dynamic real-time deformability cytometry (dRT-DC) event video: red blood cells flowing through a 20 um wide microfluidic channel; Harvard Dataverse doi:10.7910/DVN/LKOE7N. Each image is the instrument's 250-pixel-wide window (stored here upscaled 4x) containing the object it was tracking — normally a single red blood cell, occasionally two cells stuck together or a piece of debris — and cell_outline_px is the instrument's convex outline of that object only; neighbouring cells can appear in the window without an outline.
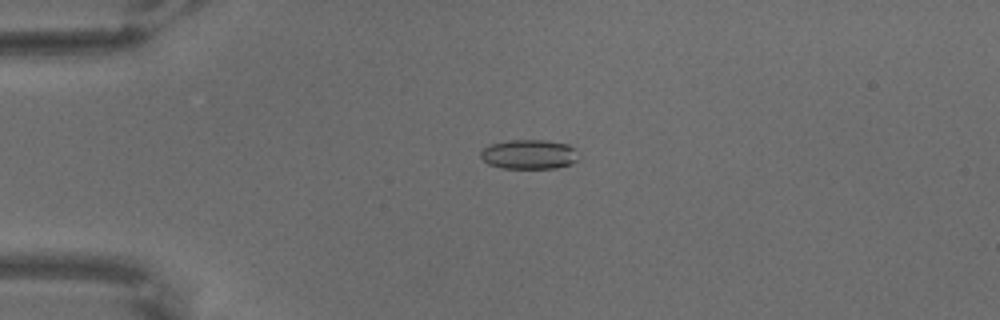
{"species": "common noctule bat (a hibernating species)", "species_latin": "Nyctalus noctula", "temperature_condition": "warm", "stored_images_in_passage": 37, "camera_frame_rate_fps": 3000, "um_per_image_px": 0.085, "animal": {"sex": "male", "body_mass_g": 18.8}, "frame": {"image": 1, "passage_image": 1, "time_ms": 0.0, "image_size_px": [1000, 320], "cell_outline_px": [[576, 160], [572, 164], [556, 168], [500, 168], [488, 164], [480, 156], [480, 152], [488, 144], [508, 140], [544, 140], [568, 144], [576, 148]], "centroid_in_image_um": [44.95, 13.11], "position_along_channel_um": 40.1, "area_um2": 16.94}}
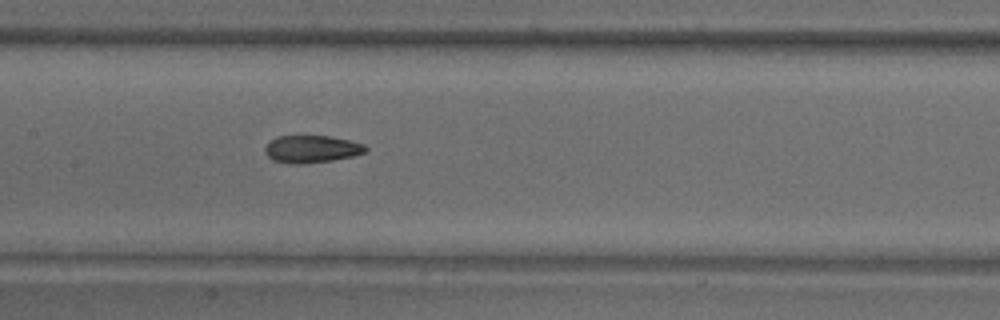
{"frame": {"image": 2, "passage_image": 18, "time_ms": 5.667, "image_size_px": [1000, 320], "cell_outline_px": [[368, 148], [364, 152], [352, 156], [332, 160], [300, 164], [292, 164], [272, 160], [264, 152], [264, 148], [276, 136], [332, 136], [364, 144]], "centroid_in_image_um": [26.47, 12.67], "position_along_channel_um": 180.9, "area_um2": 15.95}}
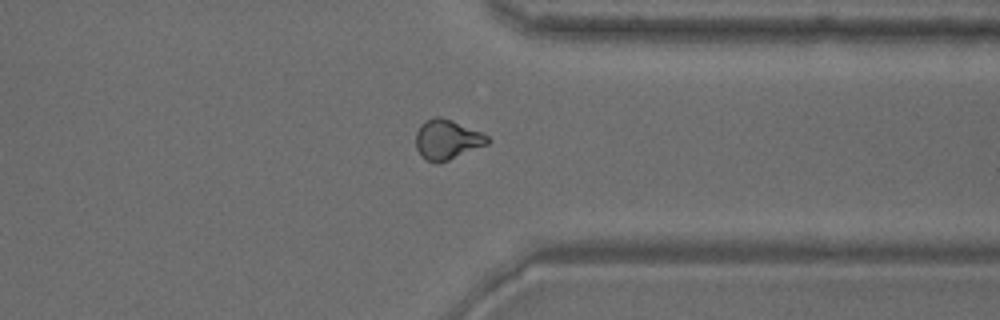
{"frame": {"image": 3, "passage_image": 37, "time_ms": 12.0, "image_size_px": [1000, 320], "cell_outline_px": [[492, 140], [488, 144], [448, 160], [436, 164], [420, 156], [416, 148], [416, 132], [420, 124], [424, 120], [436, 116], [440, 116], [452, 120], [480, 132], [488, 136]], "centroid_in_image_um": [37.98, 11.85], "position_along_channel_um": 373.4, "area_um2": 16.7}}